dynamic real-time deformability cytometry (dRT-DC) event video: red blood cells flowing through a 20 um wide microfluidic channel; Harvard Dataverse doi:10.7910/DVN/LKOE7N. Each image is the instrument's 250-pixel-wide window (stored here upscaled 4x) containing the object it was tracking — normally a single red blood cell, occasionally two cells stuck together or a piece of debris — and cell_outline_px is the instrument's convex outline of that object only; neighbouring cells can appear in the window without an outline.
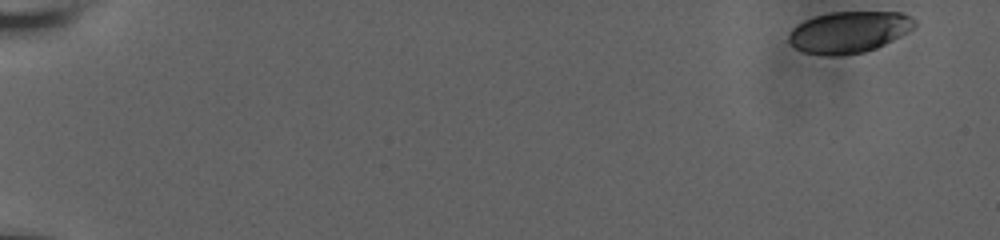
{"species": "human", "species_latin": "Homo sapiens", "temperature_condition": "room temperature", "stored_images_in_passage": 32, "camera_frame_rate_fps": 3000, "um_per_image_px": 0.085, "donor": {"sex": "male"}, "frame": {"image": 1, "passage_image": 1, "time_ms": 0.0, "image_size_px": [1000, 240], "cell_outline_px": [[916, 24], [908, 32], [876, 48], [864, 52], [840, 56], [824, 56], [804, 52], [796, 48], [788, 40], [788, 36], [792, 28], [796, 24], [804, 20], [816, 16], [832, 12], [900, 12], [916, 20]], "centroid_in_image_um": [72.13, 2.73], "position_along_channel_um": 12.9, "area_um2": 30.4}}
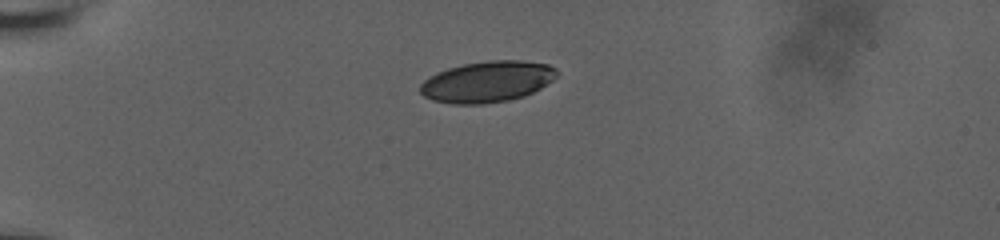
{"frame": {"image": 2, "passage_image": 24, "time_ms": 4.667, "image_size_px": [1000, 240], "cell_outline_px": [[556, 76], [552, 80], [540, 88], [524, 96], [508, 100], [484, 104], [452, 104], [432, 100], [424, 96], [420, 92], [420, 84], [424, 80], [436, 72], [448, 68], [464, 64], [488, 60], [524, 60], [548, 64], [556, 68]], "centroid_in_image_um": [41.4, 6.94], "position_along_channel_um": 43.6, "area_um2": 32.77}}
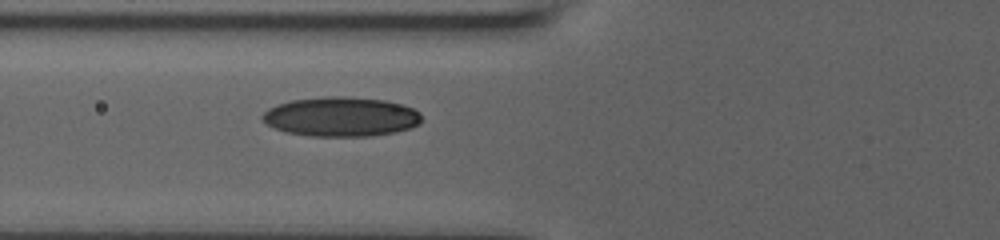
{"frame": {"image": 3, "passage_image": 32, "time_ms": 7.333, "image_size_px": [1000, 240], "cell_outline_px": [[420, 124], [412, 128], [396, 132], [372, 136], [308, 136], [288, 132], [276, 128], [260, 120], [260, 116], [268, 108], [276, 104], [292, 100], [328, 96], [344, 96], [384, 100], [404, 104], [420, 112]], "centroid_in_image_um": [28.99, 9.92], "position_along_channel_um": 96.8, "area_um2": 36.88}}